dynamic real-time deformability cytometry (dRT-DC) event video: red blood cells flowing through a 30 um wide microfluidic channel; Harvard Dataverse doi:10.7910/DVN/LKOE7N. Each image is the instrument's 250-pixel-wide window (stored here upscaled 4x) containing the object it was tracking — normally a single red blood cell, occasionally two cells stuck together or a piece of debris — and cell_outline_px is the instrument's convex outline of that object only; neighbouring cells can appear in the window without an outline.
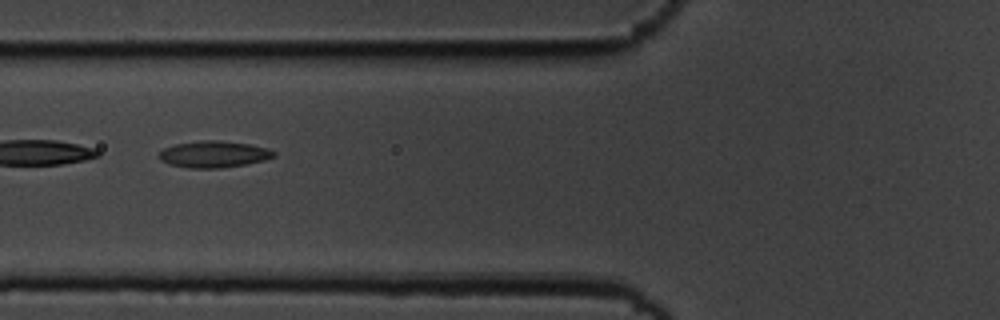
{"species": "common noctule bat (a hibernating species)", "species_latin": "Nyctalus noctula", "temperature_condition": "cold", "stored_images_in_passage": 55, "camera_frame_rate_fps": 3000, "um_per_image_px": 0.085, "animal": {"sex": "male", "body_mass_g": 19.5, "forearm_length_mm": 54.6}, "frame": {"image": 1, "passage_image": 22, "time_ms": 7.0, "image_size_px": [1000, 320], "cell_outline_px": [[276, 156], [264, 160], [244, 164], [220, 168], [188, 168], [168, 164], [160, 160], [156, 156], [164, 148], [176, 144], [200, 140], [216, 140], [248, 144], [268, 148], [276, 152]], "centroid_in_image_um": [18.14, 13.11], "position_along_channel_um": 107.7, "area_um2": 17.8}}
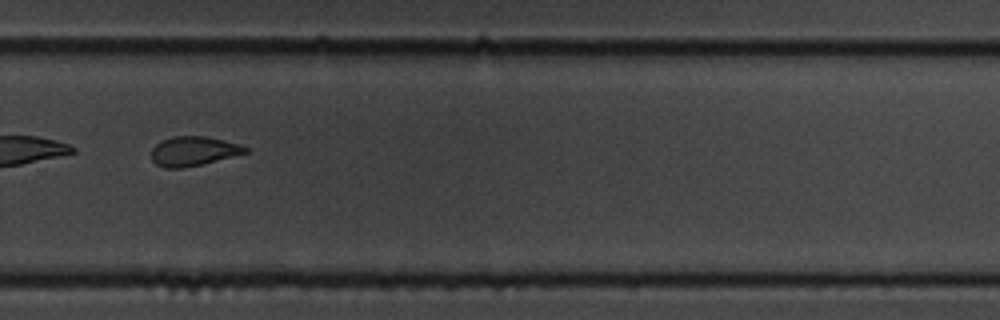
{"frame": {"image": 2, "passage_image": 39, "time_ms": 12.667, "image_size_px": [1000, 320], "cell_outline_px": [[248, 152], [200, 164], [180, 168], [164, 168], [156, 164], [152, 160], [152, 148], [156, 144], [164, 140], [176, 136], [204, 136], [240, 144], [248, 148]], "centroid_in_image_um": [16.42, 12.85], "position_along_channel_um": 313.4, "area_um2": 15.72}}
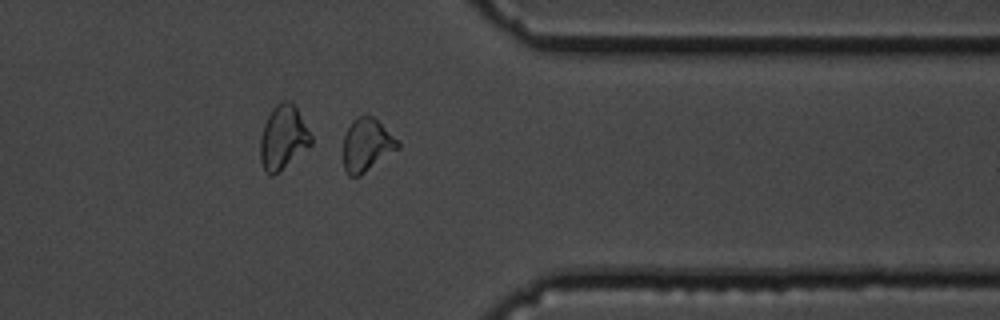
{"frame": {"image": 3, "passage_image": 45, "time_ms": 14.667, "image_size_px": [1000, 320], "cell_outline_px": [[400, 148], [360, 176], [348, 176], [344, 168], [344, 136], [352, 120], [356, 116], [372, 116], [400, 144]], "centroid_in_image_um": [31.15, 12.36], "position_along_channel_um": 380.2, "area_um2": 16.53}, "authors_computed_cell_mechanics": {"area_um2": 17.629, "velocity_mm_per_s": 3.6373, "shape_relaxation_time_tau1_ms": 4.7647, "shape_relaxation_time_tau2_ms": 3.372, "deformation_change_tau1": 0.1439, "deformation_change_tau2": 0.0725}}